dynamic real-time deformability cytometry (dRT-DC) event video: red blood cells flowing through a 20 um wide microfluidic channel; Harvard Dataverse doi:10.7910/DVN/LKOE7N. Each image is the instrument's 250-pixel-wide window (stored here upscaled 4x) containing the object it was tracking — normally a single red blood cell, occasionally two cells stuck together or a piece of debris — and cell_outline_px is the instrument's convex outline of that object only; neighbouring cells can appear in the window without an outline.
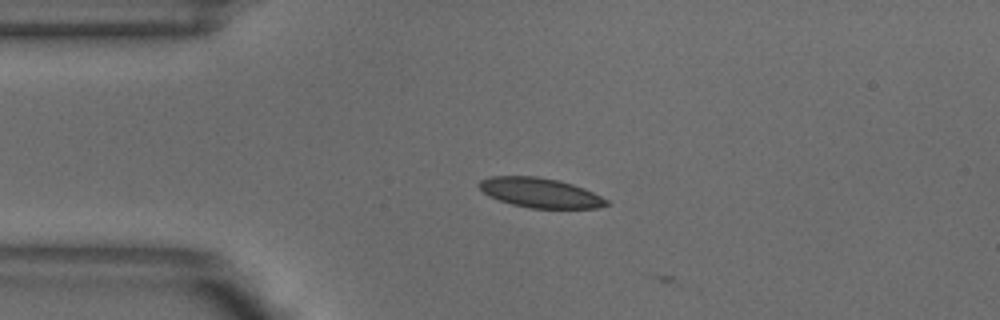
{"species": "common noctule bat (a hibernating species)", "species_latin": "Nyctalus noctula", "temperature_condition": "warm", "stored_images_in_passage": 4, "camera_frame_rate_fps": 3000, "um_per_image_px": 0.085, "animal": {"sex": "male", "body_mass_g": 18.8}, "frame": {"image": 1, "passage_image": 1, "time_ms": 0.0, "image_size_px": [1000, 320], "cell_outline_px": [[608, 204], [596, 208], [532, 208], [512, 204], [488, 196], [476, 184], [480, 180], [488, 176], [536, 176], [560, 180], [584, 188], [608, 200]], "centroid_in_image_um": [45.87, 16.37], "position_along_channel_um": 39.1, "area_um2": 21.96}}